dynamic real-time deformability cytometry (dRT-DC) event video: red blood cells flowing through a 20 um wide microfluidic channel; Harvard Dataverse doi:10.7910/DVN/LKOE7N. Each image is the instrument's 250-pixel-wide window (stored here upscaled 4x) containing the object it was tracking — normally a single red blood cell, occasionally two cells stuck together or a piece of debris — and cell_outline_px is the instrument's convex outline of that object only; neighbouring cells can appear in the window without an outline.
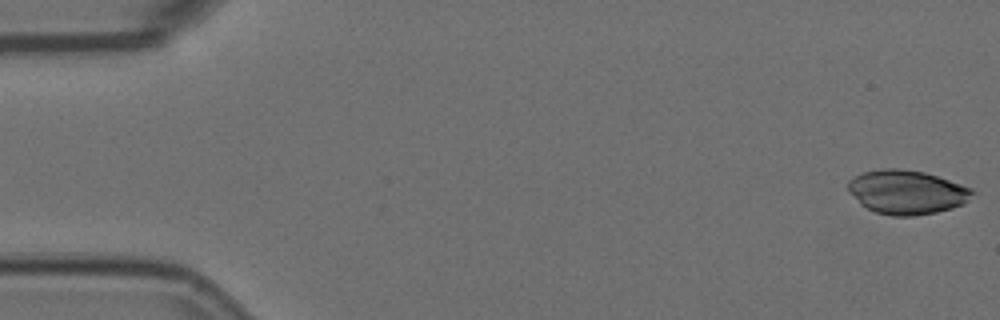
{"species": "Egyptian fruit bat (a non-hibernating species)", "species_latin": "Rousettus aegyptiacus", "temperature_condition": "room temperature", "stored_images_in_passage": 5, "camera_frame_rate_fps": 3000, "um_per_image_px": 0.085, "animal": {"sex": "female"}, "frame": {"image": 1, "passage_image": 1, "time_ms": 0.0, "image_size_px": [1000, 320], "cell_outline_px": [[976, 192], [964, 204], [952, 208], [936, 212], [912, 216], [892, 216], [876, 212], [860, 204], [848, 192], [848, 180], [864, 172], [884, 168], [900, 168], [924, 172], [972, 188]], "centroid_in_image_um": [77.07, 16.33], "position_along_channel_um": 7.9, "area_um2": 31.85}}
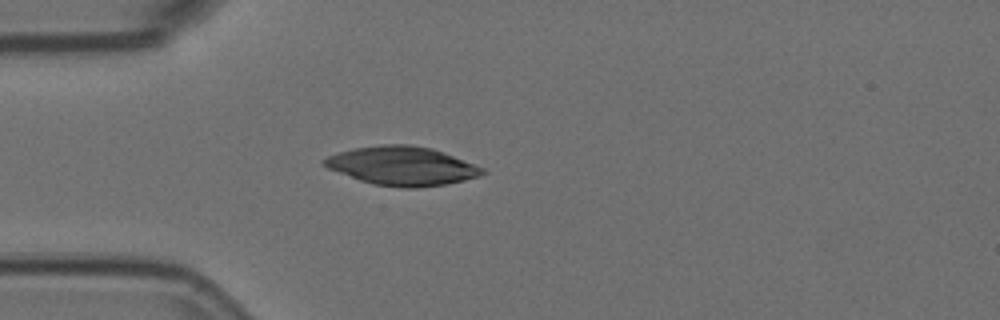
{"frame": {"image": 2, "passage_image": 5, "time_ms": 1.333, "image_size_px": [1000, 320], "cell_outline_px": [[488, 172], [480, 176], [464, 180], [444, 184], [416, 188], [404, 188], [376, 184], [360, 180], [328, 168], [320, 164], [320, 160], [328, 156], [352, 148], [380, 144], [408, 144], [432, 148], [444, 152], [484, 168]], "centroid_in_image_um": [34.17, 14.09], "position_along_channel_um": 50.8, "area_um2": 35.72}}